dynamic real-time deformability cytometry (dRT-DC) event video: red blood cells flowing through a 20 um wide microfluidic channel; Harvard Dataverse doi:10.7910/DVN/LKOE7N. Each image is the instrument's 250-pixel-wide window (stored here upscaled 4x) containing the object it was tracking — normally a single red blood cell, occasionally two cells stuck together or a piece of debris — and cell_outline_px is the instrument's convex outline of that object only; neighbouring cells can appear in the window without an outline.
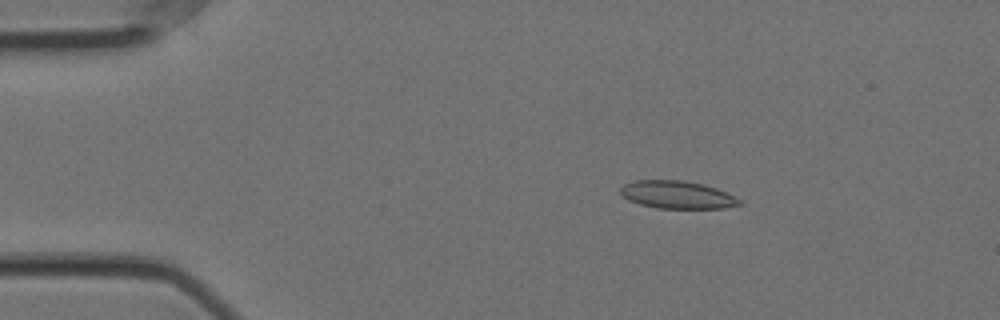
{"species": "Egyptian fruit bat (a non-hibernating species)", "species_latin": "Rousettus aegyptiacus", "temperature_condition": "cold", "stored_images_in_passage": 48, "camera_frame_rate_fps": 3000, "um_per_image_px": 0.085, "animal": {"sex": "female"}, "frame": {"image": 1, "passage_image": 1, "time_ms": 0.0, "image_size_px": [1000, 320], "cell_outline_px": [[744, 204], [724, 208], [656, 208], [640, 204], [628, 200], [620, 192], [620, 188], [624, 184], [636, 180], [680, 180], [704, 184], [716, 188], [740, 200]], "centroid_in_image_um": [57.54, 16.55], "position_along_channel_um": 27.5, "area_um2": 19.07}}
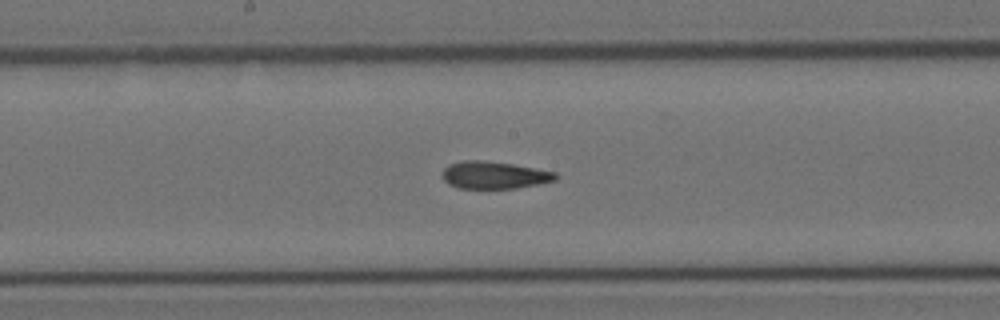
{"frame": {"image": 2, "passage_image": 21, "time_ms": 6.667, "image_size_px": [1000, 320], "cell_outline_px": [[560, 176], [556, 180], [516, 188], [460, 188], [448, 184], [440, 176], [444, 168], [448, 164], [464, 160], [484, 160], [512, 164], [556, 172]], "centroid_in_image_um": [41.98, 14.87], "position_along_channel_um": 206.2, "area_um2": 18.09}}
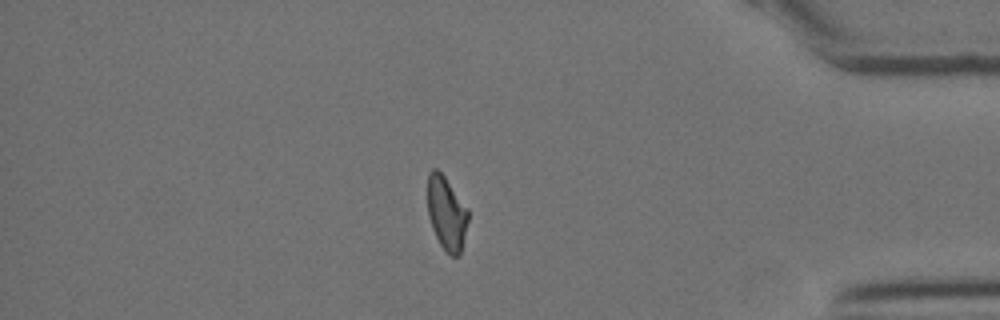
{"frame": {"image": 3, "passage_image": 40, "time_ms": 13.0, "image_size_px": [1000, 320], "cell_outline_px": [[468, 220], [460, 256], [452, 256], [440, 244], [432, 228], [428, 216], [428, 172], [432, 168], [436, 168], [444, 176], [468, 208]], "centroid_in_image_um": [37.95, 18.11], "position_along_channel_um": 397.2, "area_um2": 17.28}, "authors_computed_cell_mechanics": {"area_um2": 18.5538, "velocity_mm_per_s": 3.5541, "shape_relaxation_time_tau1_ms": null, "shape_relaxation_time_tau2_ms": 2.7492, "deformation_change_tau1": null, "deformation_change_tau2": 0.0943}}